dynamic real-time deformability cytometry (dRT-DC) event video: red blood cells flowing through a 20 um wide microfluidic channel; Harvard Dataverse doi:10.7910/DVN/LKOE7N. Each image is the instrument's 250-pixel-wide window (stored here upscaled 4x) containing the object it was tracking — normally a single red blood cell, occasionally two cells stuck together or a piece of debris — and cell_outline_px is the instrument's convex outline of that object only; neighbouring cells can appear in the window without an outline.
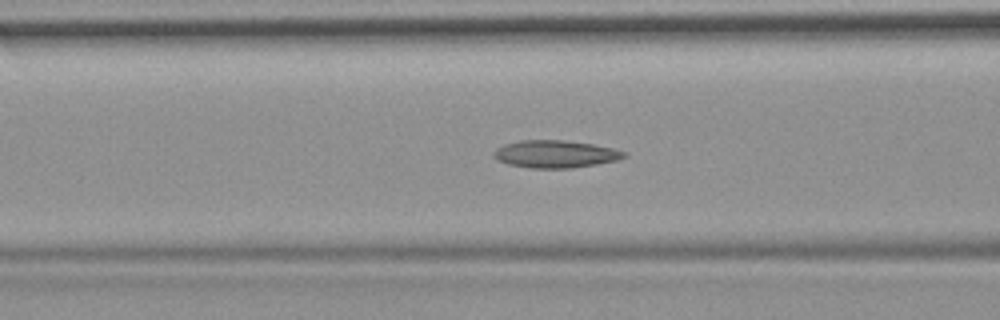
{"species": "common noctule bat (a hibernating species)", "species_latin": "Nyctalus noctula", "temperature_condition": "room temperature", "stored_images_in_passage": 56, "camera_frame_rate_fps": 3000, "um_per_image_px": 0.085, "animal": {"sex": "female", "body_mass_g": 19.9}, "frame": {"image": 1, "passage_image": 22, "time_ms": 7.0, "image_size_px": [1000, 320], "cell_outline_px": [[628, 156], [616, 160], [596, 164], [572, 168], [532, 168], [508, 164], [496, 160], [492, 156], [492, 152], [496, 148], [504, 144], [520, 140], [564, 140], [592, 144], [612, 148], [628, 152]], "centroid_in_image_um": [47.18, 13.09], "position_along_channel_um": 119.4, "area_um2": 20.98}}
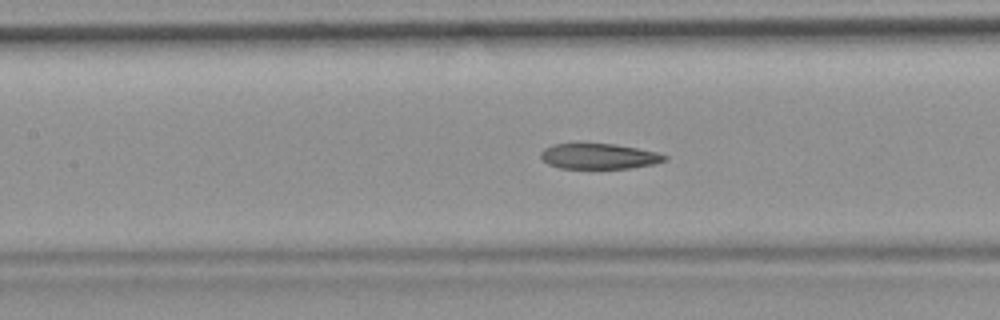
{"frame": {"image": 2, "passage_image": 25, "time_ms": 8.0, "image_size_px": [1000, 320], "cell_outline_px": [[668, 160], [656, 164], [632, 168], [560, 168], [548, 164], [540, 156], [540, 152], [544, 148], [552, 144], [616, 144], [656, 152], [668, 156]], "centroid_in_image_um": [50.94, 13.29], "position_along_channel_um": 156.5, "area_um2": 18.38}}
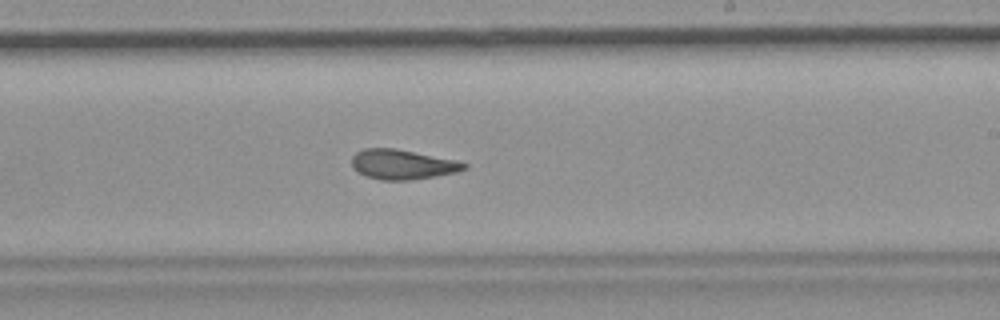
{"frame": {"image": 3, "passage_image": 33, "time_ms": 10.667, "image_size_px": [1000, 320], "cell_outline_px": [[468, 168], [456, 172], [436, 176], [408, 180], [380, 180], [356, 172], [352, 168], [352, 156], [356, 152], [364, 148], [396, 148], [456, 160], [468, 164]], "centroid_in_image_um": [34.19, 13.97], "position_along_channel_um": 254.8, "area_um2": 19.59}, "authors_computed_cell_mechanics": {"area_um2": 20.4901, "velocity_mm_per_s": 3.6967, "shape_relaxation_time_tau1_ms": null, "shape_relaxation_time_tau2_ms": 3.0901, "deformation_change_tau1": null, "deformation_change_tau2": 0.1125}}